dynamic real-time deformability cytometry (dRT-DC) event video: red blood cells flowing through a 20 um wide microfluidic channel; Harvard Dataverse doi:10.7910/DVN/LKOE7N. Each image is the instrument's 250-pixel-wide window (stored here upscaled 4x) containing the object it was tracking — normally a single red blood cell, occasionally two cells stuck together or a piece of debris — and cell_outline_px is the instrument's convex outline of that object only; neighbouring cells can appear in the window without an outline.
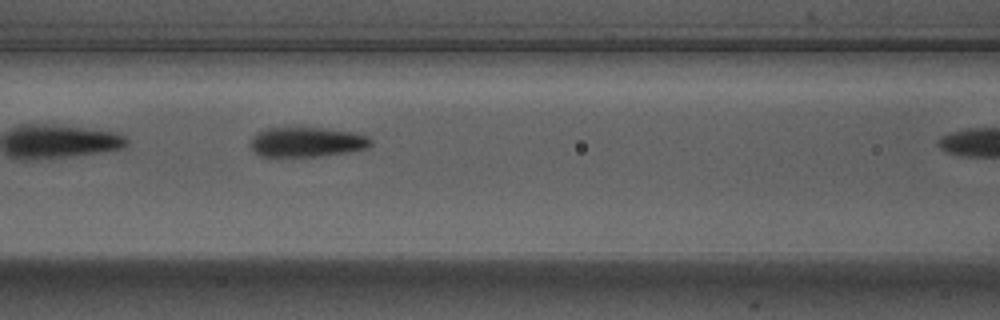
{"species": "Egyptian fruit bat (a non-hibernating species)", "species_latin": "Rousettus aegyptiacus", "temperature_condition": "warm", "stored_images_in_passage": 8, "camera_frame_rate_fps": 3000, "um_per_image_px": 0.085, "animal": {"sex": "male"}, "frame": {"image": 1, "passage_image": 7, "time_ms": 2.0, "image_size_px": [1000, 320], "cell_outline_px": [[372, 144], [368, 148], [348, 152], [320, 156], [260, 156], [252, 148], [252, 136], [256, 132], [264, 128], [324, 128], [352, 132], [368, 136], [372, 140]], "centroid_in_image_um": [26.1, 12.07], "position_along_channel_um": 140.5, "area_um2": 20.81}}